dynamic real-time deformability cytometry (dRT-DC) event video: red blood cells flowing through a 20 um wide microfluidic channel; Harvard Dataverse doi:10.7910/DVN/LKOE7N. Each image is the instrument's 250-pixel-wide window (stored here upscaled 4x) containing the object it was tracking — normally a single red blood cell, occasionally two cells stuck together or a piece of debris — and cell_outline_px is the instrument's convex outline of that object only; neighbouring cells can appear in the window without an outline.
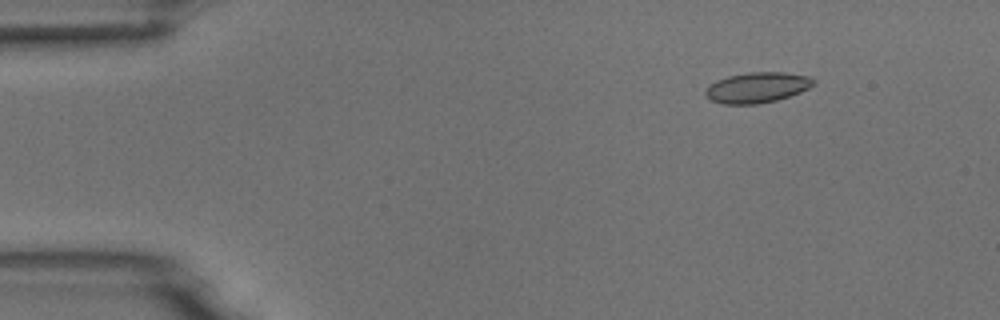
{"species": "common noctule bat (a hibernating species)", "species_latin": "Nyctalus noctula", "temperature_condition": "room temperature", "stored_images_in_passage": 48, "camera_frame_rate_fps": 3000, "um_per_image_px": 0.085, "animal": {"sex": "male", "body_mass_g": 18.8}, "frame": {"image": 1, "passage_image": 1, "time_ms": 0.0, "image_size_px": [1000, 320], "cell_outline_px": [[816, 84], [800, 92], [776, 100], [756, 104], [724, 104], [712, 100], [704, 92], [716, 80], [728, 76], [748, 72], [784, 72], [808, 76], [816, 80]], "centroid_in_image_um": [64.4, 7.43], "position_along_channel_um": 20.6, "area_um2": 19.02}}
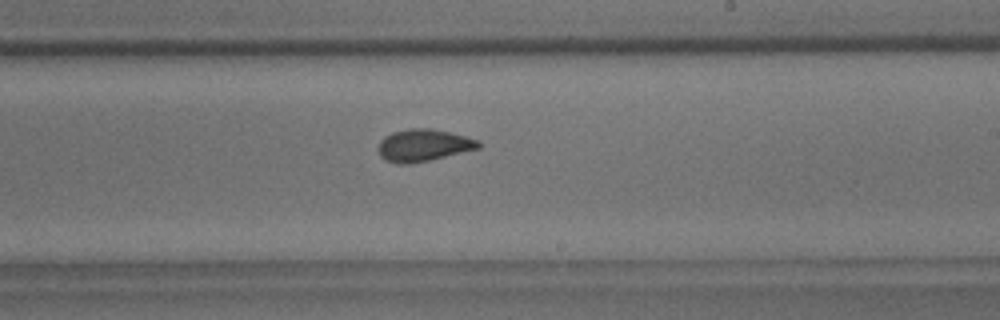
{"frame": {"image": 2, "passage_image": 26, "time_ms": 8.333, "image_size_px": [1000, 320], "cell_outline_px": [[480, 148], [428, 160], [408, 164], [400, 164], [384, 160], [380, 156], [380, 140], [384, 136], [392, 132], [408, 128], [432, 128], [480, 140]], "centroid_in_image_um": [35.98, 12.34], "position_along_channel_um": 253.0, "area_um2": 18.61}}
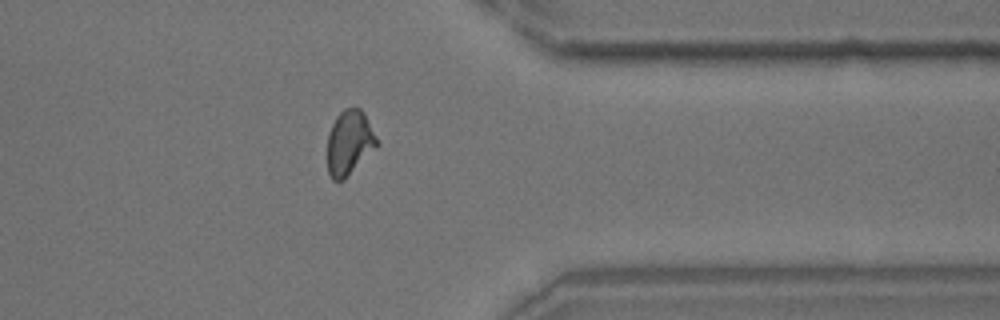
{"frame": {"image": 3, "passage_image": 37, "time_ms": 12.0, "image_size_px": [1000, 320], "cell_outline_px": [[380, 144], [344, 180], [332, 180], [328, 172], [328, 132], [336, 116], [344, 108], [360, 108], [364, 112]], "centroid_in_image_um": [29.7, 12.12], "position_along_channel_um": 381.7, "area_um2": 18.73}, "authors_computed_cell_mechanics": {"area_um2": 18.5249, "velocity_mm_per_s": 3.764, "shape_relaxation_time_tau1_ms": 5.8293, "shape_relaxation_time_tau2_ms": 1.2933, "deformation_change_tau1": 0.1393, "deformation_change_tau2": 0.0606}}